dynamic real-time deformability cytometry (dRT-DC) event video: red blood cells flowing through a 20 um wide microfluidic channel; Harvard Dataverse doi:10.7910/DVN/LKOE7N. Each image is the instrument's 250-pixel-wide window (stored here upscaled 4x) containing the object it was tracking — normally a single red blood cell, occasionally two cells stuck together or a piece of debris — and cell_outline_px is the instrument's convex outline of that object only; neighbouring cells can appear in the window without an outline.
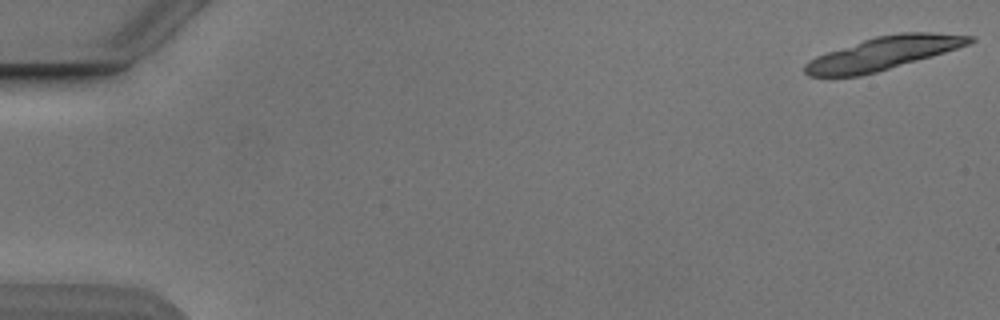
{"species": "Egyptian fruit bat (a non-hibernating species)", "species_latin": "Rousettus aegyptiacus", "temperature_condition": "cold", "stored_images_in_passage": 9, "camera_frame_rate_fps": 3000, "um_per_image_px": 0.085, "animal": {"sex": "male"}, "frame": {"image": 1, "passage_image": 1, "time_ms": 0.0, "image_size_px": [1000, 320], "cell_outline_px": [[976, 40], [968, 44], [932, 56], [876, 72], [860, 76], [808, 76], [804, 72], [804, 64], [808, 60], [816, 56], [876, 36], [900, 32], [932, 32], [976, 36]], "centroid_in_image_um": [75.09, 4.52], "position_along_channel_um": 9.9, "area_um2": 31.39}}